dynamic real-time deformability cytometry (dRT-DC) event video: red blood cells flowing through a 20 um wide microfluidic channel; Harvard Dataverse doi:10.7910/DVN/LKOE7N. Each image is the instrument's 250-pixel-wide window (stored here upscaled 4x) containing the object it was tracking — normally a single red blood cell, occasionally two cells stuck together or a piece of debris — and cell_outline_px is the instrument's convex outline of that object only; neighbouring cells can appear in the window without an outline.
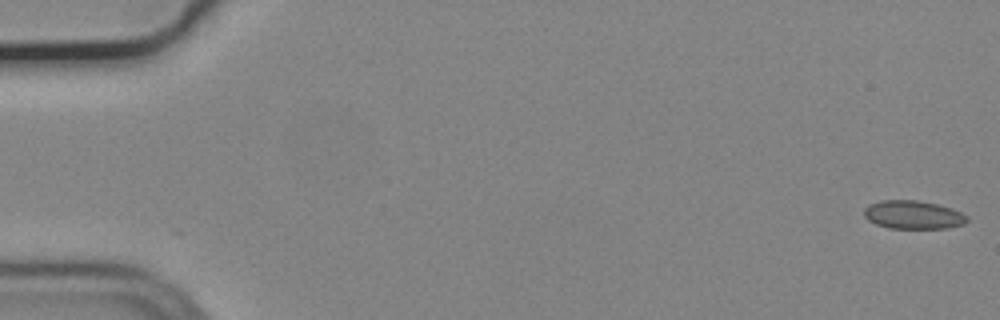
{"species": "common noctule bat (a hibernating species)", "species_latin": "Nyctalus noctula", "temperature_condition": "cold", "stored_images_in_passage": 54, "camera_frame_rate_fps": 3000, "um_per_image_px": 0.085, "animal": {"sex": "male", "body_mass_g": 19.2, "forearm_length_mm": 51.8}, "frame": {"image": 1, "passage_image": 1, "time_ms": 0.0, "image_size_px": [1000, 320], "cell_outline_px": [[968, 220], [964, 224], [948, 228], [888, 228], [876, 224], [868, 220], [864, 216], [864, 208], [868, 204], [880, 200], [916, 200], [936, 204], [952, 208], [968, 216]], "centroid_in_image_um": [77.6, 18.25], "position_along_channel_um": 7.4, "area_um2": 17.11}}
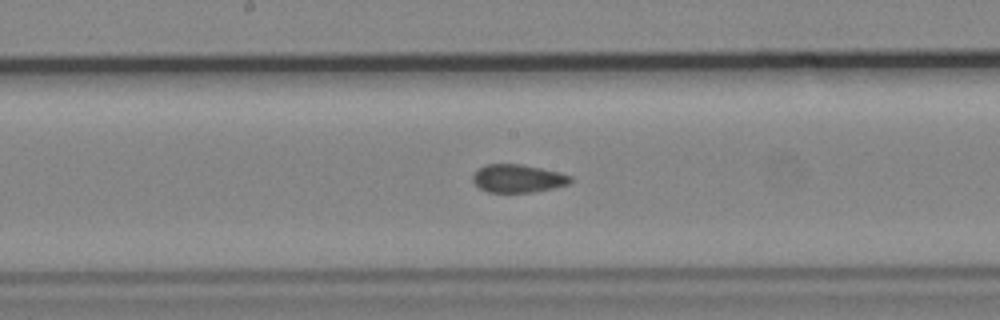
{"frame": {"image": 2, "passage_image": 29, "time_ms": 9.333, "image_size_px": [1000, 320], "cell_outline_px": [[572, 180], [568, 184], [552, 188], [532, 192], [488, 192], [480, 188], [472, 180], [472, 176], [484, 164], [520, 164], [560, 172], [572, 176]], "centroid_in_image_um": [44.02, 15.16], "position_along_channel_um": 204.2, "area_um2": 15.84}}
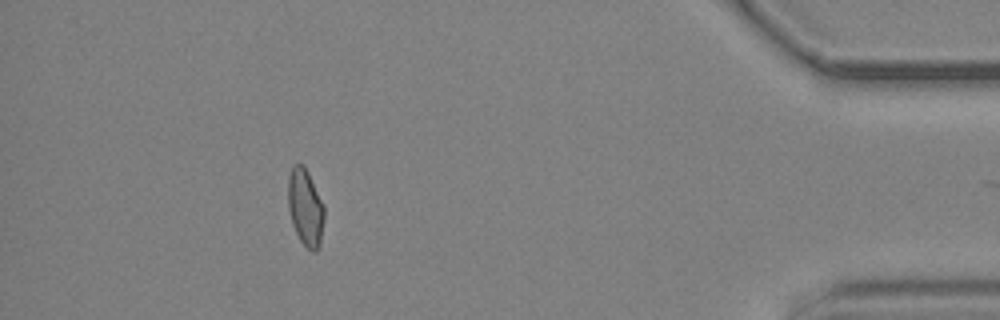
{"frame": {"image": 3, "passage_image": 50, "time_ms": 16.333, "image_size_px": [1000, 320], "cell_outline_px": [[324, 220], [320, 244], [316, 252], [312, 252], [300, 240], [292, 224], [288, 208], [288, 176], [292, 164], [304, 164], [324, 204]], "centroid_in_image_um": [25.95, 17.61], "position_along_channel_um": 409.2, "area_um2": 16.42}, "authors_computed_cell_mechanics": {"area_um2": 16.7042, "velocity_mm_per_s": 3.7359, "shape_relaxation_time_tau1_ms": null, "shape_relaxation_time_tau2_ms": 2.2244, "deformation_change_tau1": null, "deformation_change_tau2": 0.0601}}